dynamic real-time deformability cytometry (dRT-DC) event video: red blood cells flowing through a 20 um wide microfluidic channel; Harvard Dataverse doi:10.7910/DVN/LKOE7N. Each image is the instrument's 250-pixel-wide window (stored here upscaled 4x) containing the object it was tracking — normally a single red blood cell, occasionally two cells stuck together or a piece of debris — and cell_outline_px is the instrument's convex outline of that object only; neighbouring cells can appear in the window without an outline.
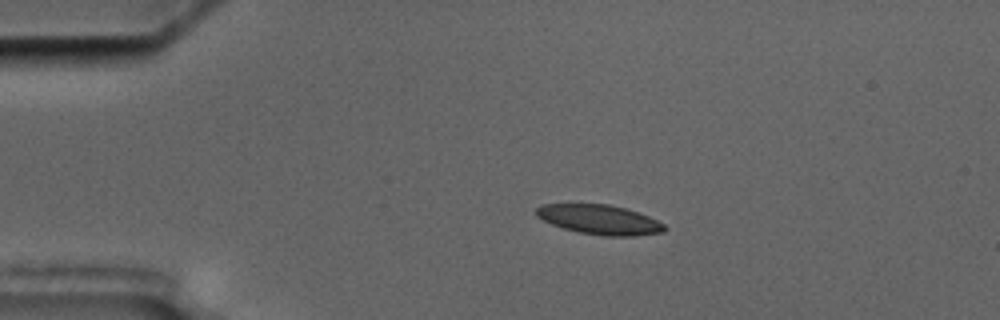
{"species": "common noctule bat (a hibernating species)", "species_latin": "Nyctalus noctula", "temperature_condition": "cold", "stored_images_in_passage": 10, "camera_frame_rate_fps": 3000, "um_per_image_px": 0.085, "animal": {"sex": "male", "body_mass_g": 17.5, "forearm_length_mm": 52.3}, "frame": {"image": 1, "passage_image": 2, "time_ms": 2.0, "image_size_px": [1000, 320], "cell_outline_px": [[668, 228], [664, 232], [636, 236], [604, 236], [580, 232], [564, 228], [552, 224], [536, 216], [536, 208], [540, 204], [608, 204], [628, 208], [648, 216], [664, 224]], "centroid_in_image_um": [50.99, 18.66], "position_along_channel_um": 34.0, "area_um2": 22.2}}
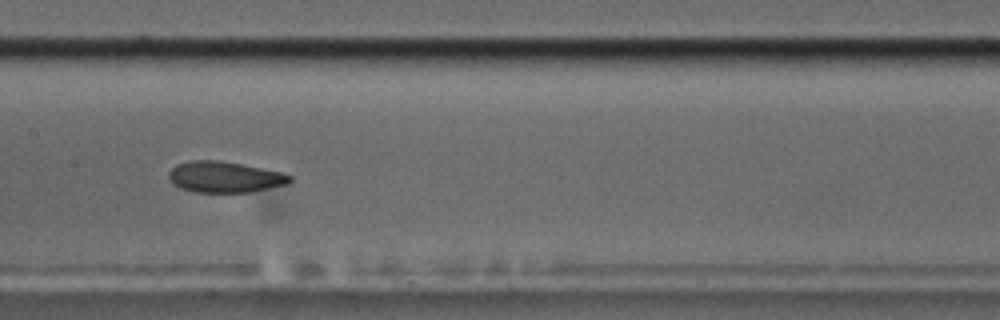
{"frame": {"image": 2, "passage_image": 7, "time_ms": 7.667, "image_size_px": [1000, 320], "cell_outline_px": [[292, 180], [288, 184], [252, 192], [192, 192], [180, 188], [172, 184], [168, 176], [168, 172], [176, 164], [188, 160], [216, 160], [240, 164], [280, 172], [292, 176]], "centroid_in_image_um": [19.06, 15.05], "position_along_channel_um": 188.3, "area_um2": 21.96}}
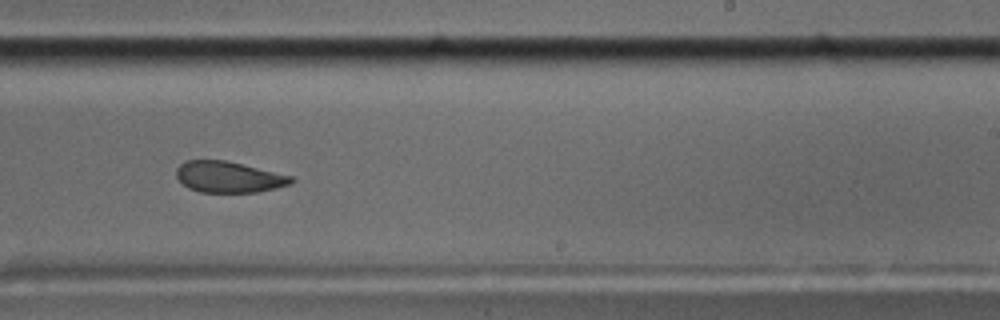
{"frame": {"image": 3, "passage_image": 9, "time_ms": 10.0, "image_size_px": [1000, 320], "cell_outline_px": [[296, 180], [292, 184], [276, 188], [256, 192], [200, 192], [188, 188], [176, 176], [176, 168], [184, 160], [224, 160], [292, 176]], "centroid_in_image_um": [19.43, 15.04], "position_along_channel_um": 269.6, "area_um2": 20.75}}